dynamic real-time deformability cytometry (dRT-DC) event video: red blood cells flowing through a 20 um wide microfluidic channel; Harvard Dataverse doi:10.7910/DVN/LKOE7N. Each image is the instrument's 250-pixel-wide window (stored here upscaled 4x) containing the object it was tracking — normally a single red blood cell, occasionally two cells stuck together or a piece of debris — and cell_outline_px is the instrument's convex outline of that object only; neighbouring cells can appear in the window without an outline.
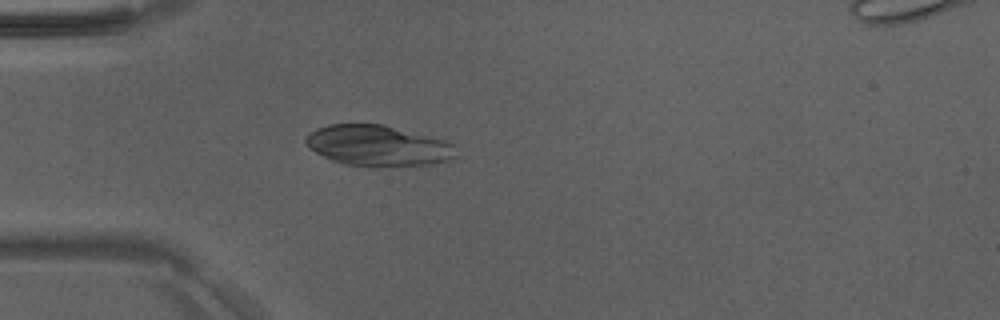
{"species": "Egyptian fruit bat (a non-hibernating species)", "species_latin": "Rousettus aegyptiacus", "temperature_condition": "room temperature", "stored_images_in_passage": 23, "camera_frame_rate_fps": 3000, "um_per_image_px": 0.085, "animal": {"sex": "male"}, "frame": {"image": 1, "passage_image": 1, "time_ms": 0.0, "image_size_px": [1000, 320], "cell_outline_px": [[460, 156], [448, 160], [432, 164], [372, 168], [344, 164], [332, 160], [308, 148], [304, 144], [304, 136], [316, 128], [328, 124], [384, 124], [444, 140], [452, 144]], "centroid_in_image_um": [32.1, 12.4], "position_along_channel_um": 52.9, "area_um2": 36.3}}